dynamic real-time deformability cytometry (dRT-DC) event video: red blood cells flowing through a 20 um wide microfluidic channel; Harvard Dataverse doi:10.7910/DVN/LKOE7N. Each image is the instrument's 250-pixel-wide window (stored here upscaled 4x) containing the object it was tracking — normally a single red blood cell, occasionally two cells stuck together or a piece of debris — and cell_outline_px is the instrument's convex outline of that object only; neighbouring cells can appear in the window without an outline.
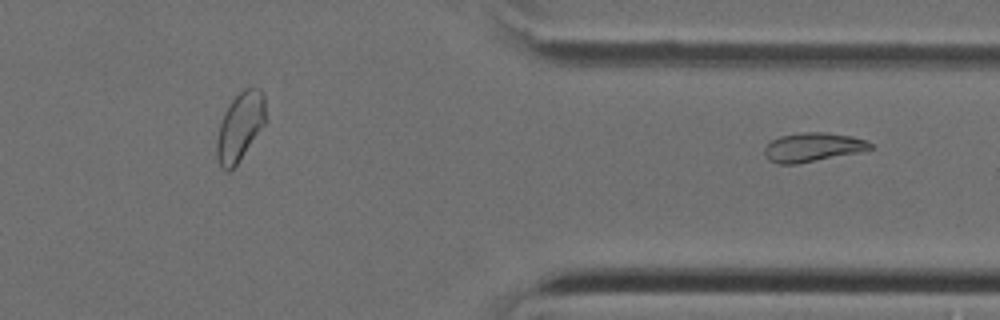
{"species": "Egyptian fruit bat (a non-hibernating species)", "species_latin": "Rousettus aegyptiacus", "temperature_condition": "cold", "stored_images_in_passage": 38, "segment_of_instrument_passage": [2, 2], "camera_frame_rate_fps": 3000, "um_per_image_px": 0.085, "animal": {"sex": "female"}, "frame": {"image": 1, "passage_image": 38, "time_ms": 12.333, "image_size_px": [1000, 320], "cell_outline_px": [[872, 148], [864, 152], [796, 164], [776, 164], [768, 160], [764, 152], [764, 148], [772, 140], [780, 136], [800, 132], [824, 132], [852, 136], [864, 140], [872, 144]], "centroid_in_image_um": [69.09, 12.52], "position_along_channel_um": 342.3, "area_um2": 18.03}}